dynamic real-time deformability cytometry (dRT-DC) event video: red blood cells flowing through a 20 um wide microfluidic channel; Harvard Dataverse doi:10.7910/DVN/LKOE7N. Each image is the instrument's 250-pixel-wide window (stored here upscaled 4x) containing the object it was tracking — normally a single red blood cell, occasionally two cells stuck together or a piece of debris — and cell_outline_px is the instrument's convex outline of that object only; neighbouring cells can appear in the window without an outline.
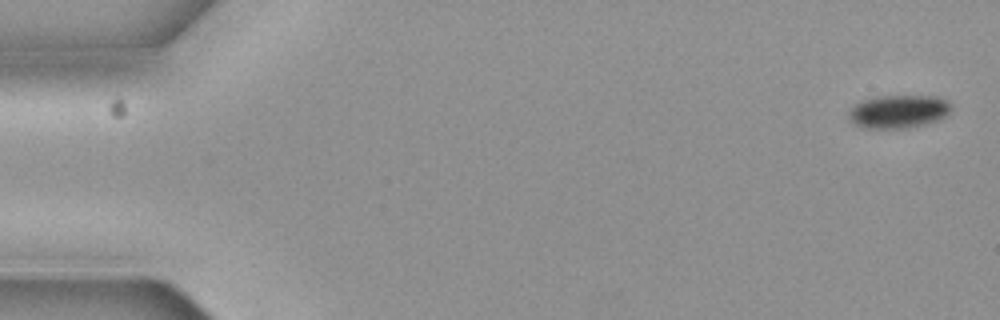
{"species": "common noctule bat (a hibernating species)", "species_latin": "Nyctalus noctula", "temperature_condition": "cold", "stored_images_in_passage": 7, "camera_frame_rate_fps": 3000, "um_per_image_px": 0.085, "animal": {"sex": "female", "body_mass_g": 19.3, "forearm_length_mm": 54.1}, "frame": {"image": 1, "passage_image": 1, "time_ms": 0.0, "image_size_px": [1000, 320], "cell_outline_px": [[948, 112], [944, 116], [936, 120], [924, 124], [908, 128], [868, 128], [856, 124], [848, 116], [848, 112], [860, 100], [876, 96], [936, 96], [944, 100], [948, 104]], "centroid_in_image_um": [76.31, 9.47], "position_along_channel_um": 8.7, "area_um2": 19.36}}
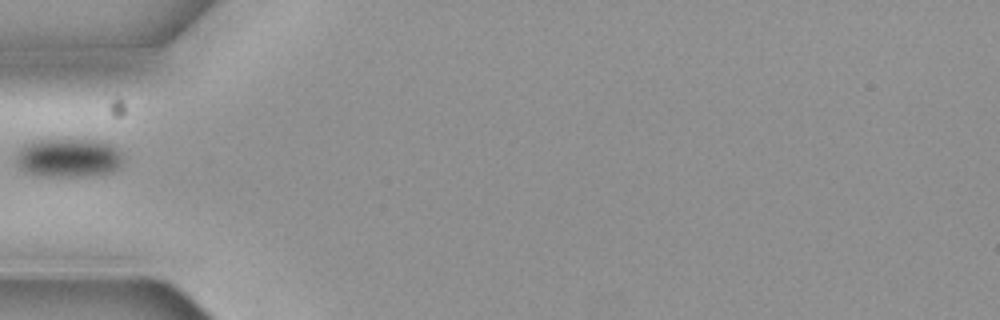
{"frame": {"image": 2, "passage_image": 6, "time_ms": 1.667, "image_size_px": [1000, 320], "cell_outline_px": [[124, 160], [120, 168], [112, 172], [80, 176], [44, 176], [28, 172], [20, 168], [16, 160], [16, 156], [20, 148], [28, 144], [40, 140], [96, 140], [112, 144], [120, 148], [124, 152]], "centroid_in_image_um": [5.93, 13.41], "position_along_channel_um": 79.1, "area_um2": 24.28}}
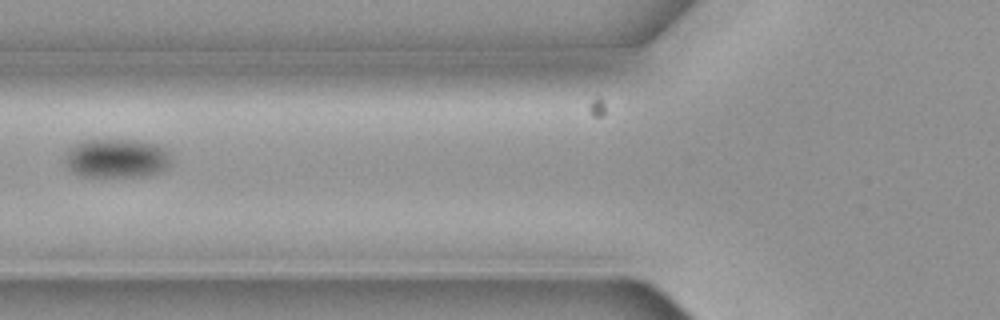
{"frame": {"image": 3, "passage_image": 7, "time_ms": 2.0, "image_size_px": [1000, 320], "cell_outline_px": [[172, 160], [164, 168], [148, 176], [80, 176], [72, 172], [64, 164], [64, 156], [68, 148], [84, 140], [136, 140], [156, 144], [164, 148], [168, 152]], "centroid_in_image_um": [9.86, 13.45], "position_along_channel_um": 115.9, "area_um2": 24.16}}